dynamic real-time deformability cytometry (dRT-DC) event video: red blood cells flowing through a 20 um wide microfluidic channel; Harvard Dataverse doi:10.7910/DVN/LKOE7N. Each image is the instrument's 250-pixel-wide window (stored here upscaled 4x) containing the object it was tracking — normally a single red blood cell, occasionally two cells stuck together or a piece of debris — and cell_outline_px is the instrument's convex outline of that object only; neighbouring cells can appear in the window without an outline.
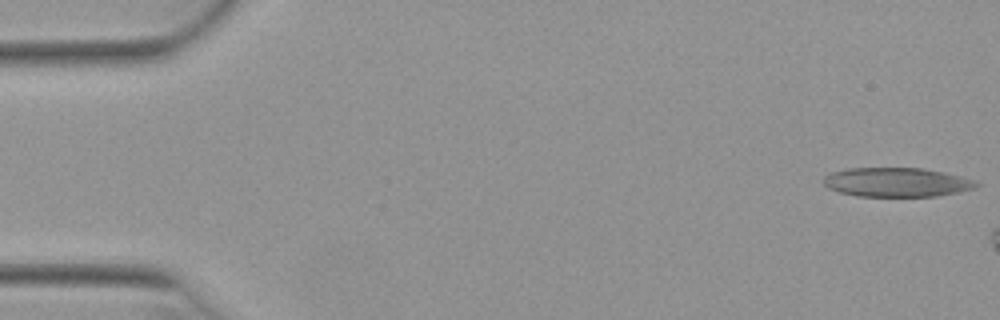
{"species": "Egyptian fruit bat (a non-hibernating species)", "species_latin": "Rousettus aegyptiacus", "temperature_condition": "warm", "stored_images_in_passage": 8, "camera_frame_rate_fps": 3000, "um_per_image_px": 0.085, "animal": {"sex": "female"}, "frame": {"image": 1, "passage_image": 1, "time_ms": 0.0, "image_size_px": [1000, 320], "cell_outline_px": [[980, 184], [972, 188], [956, 192], [936, 196], [856, 196], [840, 192], [828, 188], [824, 184], [824, 176], [832, 172], [848, 168], [924, 168], [944, 172], [976, 180]], "centroid_in_image_um": [76.2, 15.48], "position_along_channel_um": 8.8, "area_um2": 25.84}}